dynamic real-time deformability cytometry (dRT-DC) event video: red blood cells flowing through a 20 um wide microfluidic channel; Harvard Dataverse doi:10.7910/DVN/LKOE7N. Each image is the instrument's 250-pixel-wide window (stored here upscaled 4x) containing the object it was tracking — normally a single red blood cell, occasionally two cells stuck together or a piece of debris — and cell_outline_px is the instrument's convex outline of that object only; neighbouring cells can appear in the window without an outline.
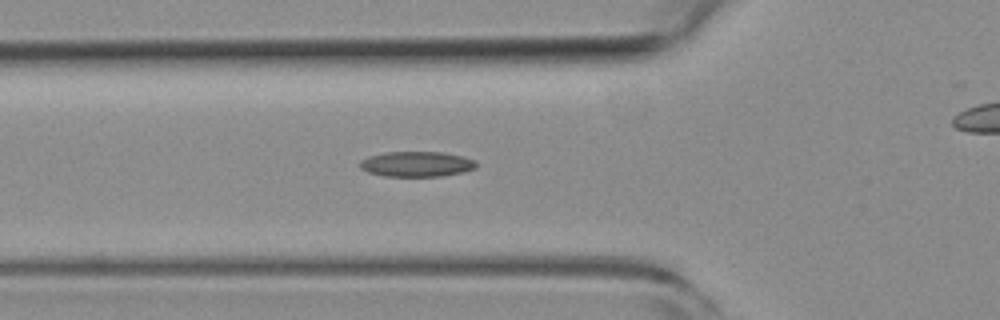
{"species": "common noctule bat (a hibernating species)", "species_latin": "Nyctalus noctula", "temperature_condition": "room temperature", "stored_images_in_passage": 32, "camera_frame_rate_fps": 3000, "um_per_image_px": 0.085, "animal": {"sex": "female", "body_mass_g": 19.3, "forearm_length_mm": 54.1}, "frame": {"image": 1, "passage_image": 3, "time_ms": 0.667, "image_size_px": [1000, 320], "cell_outline_px": [[476, 168], [464, 172], [440, 176], [384, 176], [368, 172], [360, 168], [360, 160], [368, 156], [388, 152], [440, 152], [460, 156], [476, 160]], "centroid_in_image_um": [35.4, 13.95], "position_along_channel_um": 90.4, "area_um2": 17.05}}
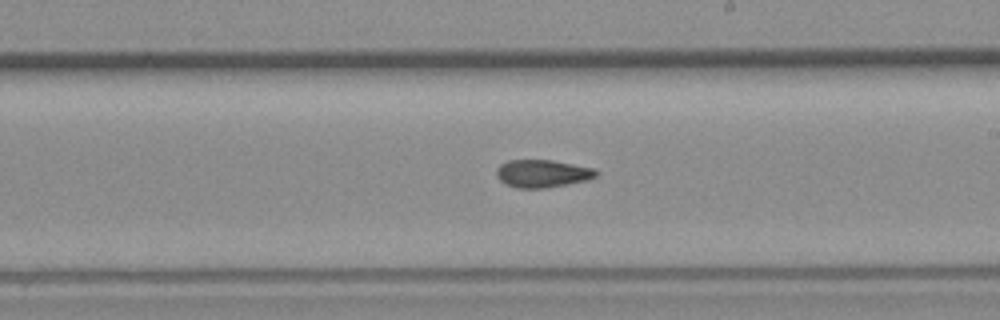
{"frame": {"image": 2, "passage_image": 15, "time_ms": 4.667, "image_size_px": [1000, 320], "cell_outline_px": [[600, 172], [596, 176], [588, 180], [544, 188], [516, 188], [504, 184], [496, 176], [496, 168], [500, 164], [508, 160], [552, 160], [592, 168]], "centroid_in_image_um": [46.06, 14.75], "position_along_channel_um": 242.9, "area_um2": 16.13}}
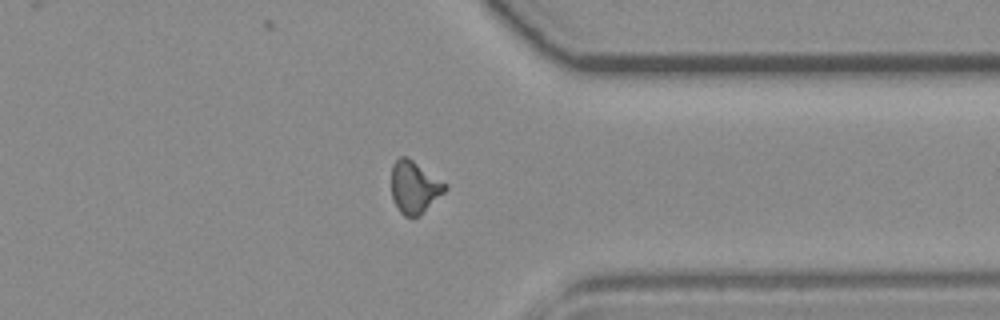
{"frame": {"image": 3, "passage_image": 26, "time_ms": 8.333, "image_size_px": [1000, 320], "cell_outline_px": [[448, 188], [420, 216], [404, 216], [400, 212], [392, 196], [392, 164], [400, 156], [404, 156], [412, 160], [448, 184]], "centroid_in_image_um": [35.24, 15.91], "position_along_channel_um": 376.2, "area_um2": 16.18}, "authors_computed_cell_mechanics": {"area_um2": 16.184, "velocity_mm_per_s": 3.7971, "shape_relaxation_time_tau1_ms": null, "shape_relaxation_time_tau2_ms": 4.3513, "deformation_change_tau1": null, "deformation_change_tau2": 0.1135}}